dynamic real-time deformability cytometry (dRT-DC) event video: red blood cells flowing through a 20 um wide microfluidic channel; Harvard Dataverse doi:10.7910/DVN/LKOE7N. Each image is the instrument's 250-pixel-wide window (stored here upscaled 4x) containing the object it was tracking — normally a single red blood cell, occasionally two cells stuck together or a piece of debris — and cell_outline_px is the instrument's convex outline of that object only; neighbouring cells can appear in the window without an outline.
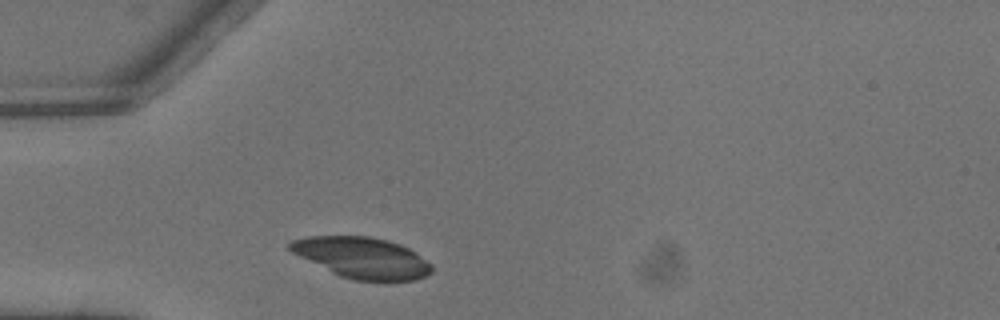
{"species": "common noctule bat (a hibernating species)", "species_latin": "Nyctalus noctula", "temperature_condition": "warm", "stored_images_in_passage": 1, "camera_frame_rate_fps": 3000, "um_per_image_px": 0.085, "animal": {"sex": "male", "body_mass_g": 13.3}, "frame": {"image": 1, "passage_image": 1, "time_ms": 0.0, "image_size_px": [1000, 320], "cell_outline_px": [[432, 272], [416, 280], [352, 280], [340, 276], [292, 252], [288, 248], [288, 244], [292, 240], [308, 236], [368, 236], [388, 240], [400, 244], [416, 252], [432, 264]], "centroid_in_image_um": [30.8, 21.89], "position_along_channel_um": 54.2, "area_um2": 33.58}}